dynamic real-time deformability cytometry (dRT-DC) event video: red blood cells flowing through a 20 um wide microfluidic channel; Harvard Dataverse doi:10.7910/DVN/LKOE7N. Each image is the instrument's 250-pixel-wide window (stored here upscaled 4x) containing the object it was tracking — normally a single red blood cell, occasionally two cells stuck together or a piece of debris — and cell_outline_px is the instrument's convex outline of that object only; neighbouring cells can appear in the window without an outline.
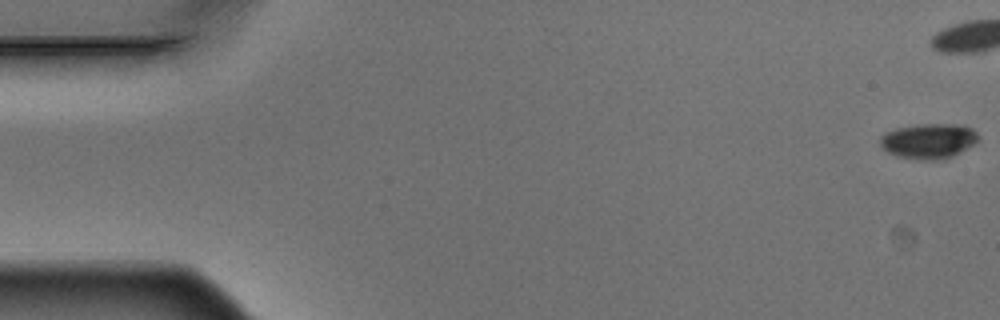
{"species": "Egyptian fruit bat (a non-hibernating species)", "species_latin": "Rousettus aegyptiacus", "temperature_condition": "warm", "stored_images_in_passage": 6, "camera_frame_rate_fps": 3000, "um_per_image_px": 0.085, "animal": {"sex": "male"}, "frame": {"image": 1, "passage_image": 1, "time_ms": 0.0, "image_size_px": [1000, 320], "cell_outline_px": [[980, 136], [972, 144], [960, 152], [952, 156], [936, 160], [916, 160], [900, 156], [888, 152], [880, 144], [880, 136], [884, 132], [896, 128], [920, 124], [964, 124], [972, 128]], "centroid_in_image_um": [78.92, 11.97], "position_along_channel_um": 6.1, "area_um2": 20.06}}